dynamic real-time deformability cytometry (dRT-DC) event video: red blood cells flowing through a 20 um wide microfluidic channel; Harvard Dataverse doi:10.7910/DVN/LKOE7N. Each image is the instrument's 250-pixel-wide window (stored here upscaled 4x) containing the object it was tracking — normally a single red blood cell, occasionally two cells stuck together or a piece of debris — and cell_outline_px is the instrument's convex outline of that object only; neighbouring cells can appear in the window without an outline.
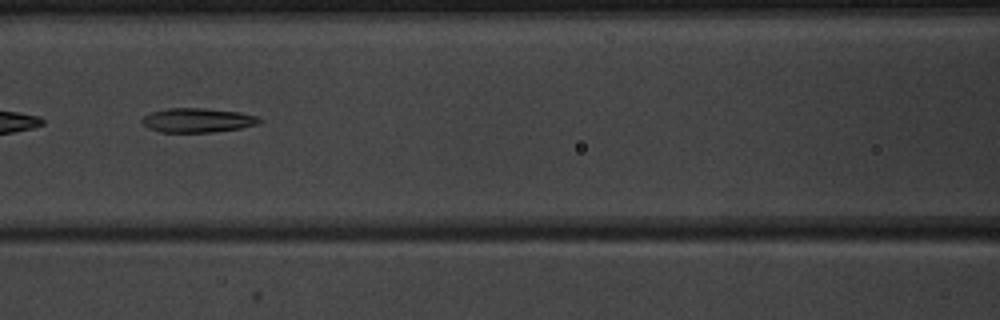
{"species": "common noctule bat (a hibernating species)", "species_latin": "Nyctalus noctula", "temperature_condition": "warm", "stored_images_in_passage": 51, "camera_frame_rate_fps": 3000, "um_per_image_px": 0.085, "animal": {"sex": "male", "body_mass_g": 20.1, "forearm_length_mm": 53.5}, "frame": {"image": 1, "passage_image": 24, "time_ms": 7.667, "image_size_px": [1000, 320], "cell_outline_px": [[264, 120], [260, 124], [240, 128], [216, 132], [160, 132], [148, 128], [140, 120], [144, 116], [152, 112], [168, 108], [200, 108], [240, 112], [256, 116]], "centroid_in_image_um": [16.82, 10.23], "position_along_channel_um": 149.8, "area_um2": 16.65}}
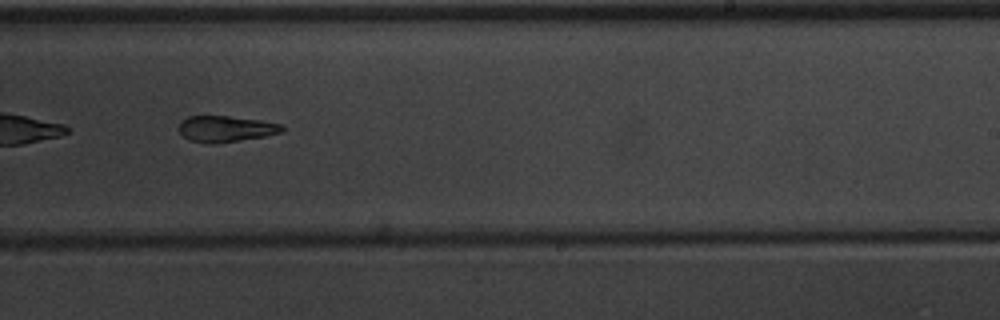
{"frame": {"image": 2, "passage_image": 33, "time_ms": 10.667, "image_size_px": [1000, 320], "cell_outline_px": [[284, 128], [280, 132], [264, 136], [216, 144], [208, 144], [188, 140], [180, 132], [180, 124], [188, 116], [228, 116], [260, 120], [280, 124]], "centroid_in_image_um": [19.17, 10.96], "position_along_channel_um": 269.8, "area_um2": 15.49}}
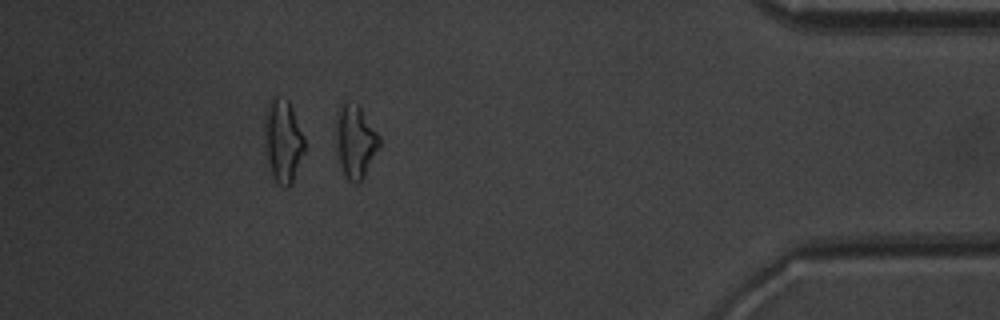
{"frame": {"image": 3, "passage_image": 46, "time_ms": 15.0, "image_size_px": [1000, 320], "cell_outline_px": [[380, 144], [364, 176], [356, 184], [348, 180], [340, 164], [336, 148], [336, 116], [340, 104], [344, 100], [348, 100], [356, 104], [360, 108], [380, 136]], "centroid_in_image_um": [30.18, 11.97], "position_along_channel_um": 405.0, "area_um2": 18.26}, "authors_computed_cell_mechanics": {"area_um2": 17.629, "velocity_mm_per_s": 4.0097, "shape_relaxation_time_tau1_ms": 6.7952, "shape_relaxation_time_tau2_ms": 4.9351, "deformation_change_tau1": 0.2285, "deformation_change_tau2": 0.1567}}